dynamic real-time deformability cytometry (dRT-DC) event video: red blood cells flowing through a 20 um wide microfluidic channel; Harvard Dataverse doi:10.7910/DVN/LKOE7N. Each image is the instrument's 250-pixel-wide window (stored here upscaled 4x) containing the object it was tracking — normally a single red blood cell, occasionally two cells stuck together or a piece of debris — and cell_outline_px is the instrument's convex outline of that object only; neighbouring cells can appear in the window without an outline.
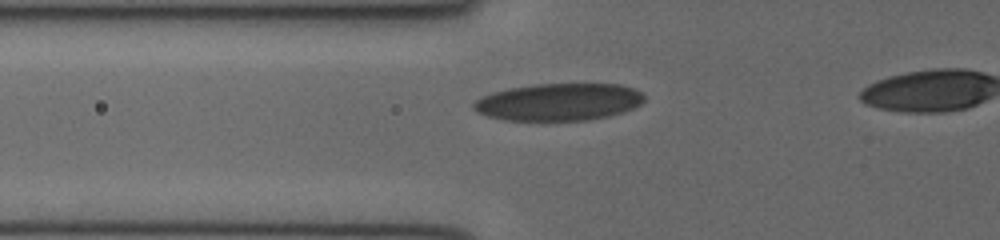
{"species": "human", "species_latin": "Homo sapiens", "temperature_condition": "cold", "stored_images_in_passage": 5, "segment_of_instrument_passage": [1, 2], "camera_frame_rate_fps": 3000, "um_per_image_px": 0.085, "donor": {"sex": "female"}, "frame": {"image": 1, "passage_image": 3, "time_ms": 0.667, "image_size_px": [1000, 240], "cell_outline_px": [[644, 100], [640, 104], [624, 112], [584, 120], [504, 120], [488, 116], [476, 112], [472, 108], [472, 104], [476, 100], [492, 92], [508, 88], [536, 84], [620, 84], [632, 88], [640, 92], [644, 96]], "centroid_in_image_um": [47.46, 8.66], "position_along_channel_um": 78.3, "area_um2": 36.82}}